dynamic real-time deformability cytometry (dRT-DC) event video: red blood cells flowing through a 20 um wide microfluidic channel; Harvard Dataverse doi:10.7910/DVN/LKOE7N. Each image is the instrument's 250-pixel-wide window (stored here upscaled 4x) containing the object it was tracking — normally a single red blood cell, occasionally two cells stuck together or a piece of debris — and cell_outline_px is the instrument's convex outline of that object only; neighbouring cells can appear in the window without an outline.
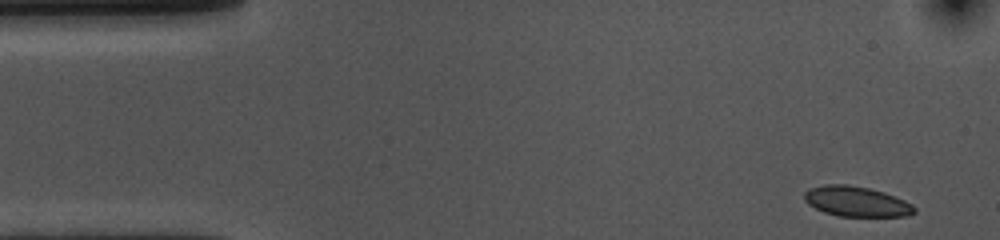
{"species": "common noctule bat (a hibernating species)", "species_latin": "Nyctalus noctula", "temperature_condition": "cold", "stored_images_in_passage": 52, "camera_frame_rate_fps": 3000, "um_per_image_px": 0.085, "animal": {"sex": "female", "body_mass_g": 10.0, "forearm_length_mm": 53.1}, "frame": {"image": 1, "passage_image": 1, "time_ms": 0.0, "image_size_px": [1000, 240], "cell_outline_px": [[916, 212], [908, 216], [840, 216], [824, 212], [808, 204], [804, 200], [804, 192], [808, 188], [824, 184], [848, 184], [868, 188], [884, 192], [904, 200], [912, 204], [916, 208]], "centroid_in_image_um": [72.78, 17.12], "position_along_channel_um": 12.2, "area_um2": 19.42}}
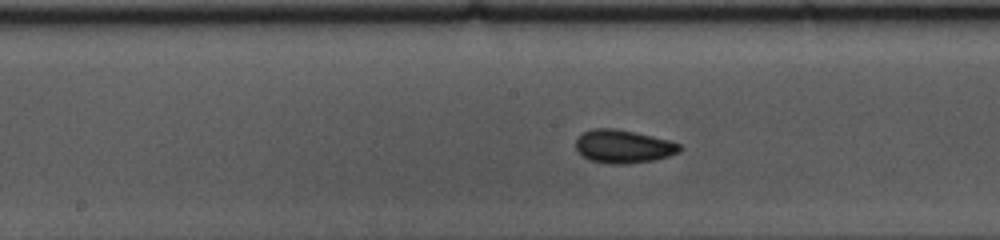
{"frame": {"image": 2, "passage_image": 24, "time_ms": 7.667, "image_size_px": [1000, 240], "cell_outline_px": [[680, 152], [668, 156], [652, 160], [624, 164], [608, 164], [592, 160], [584, 156], [576, 148], [576, 140], [584, 132], [592, 128], [616, 128], [636, 132], [672, 140], [680, 144]], "centroid_in_image_um": [53.01, 12.43], "position_along_channel_um": 195.2, "area_um2": 20.06}}
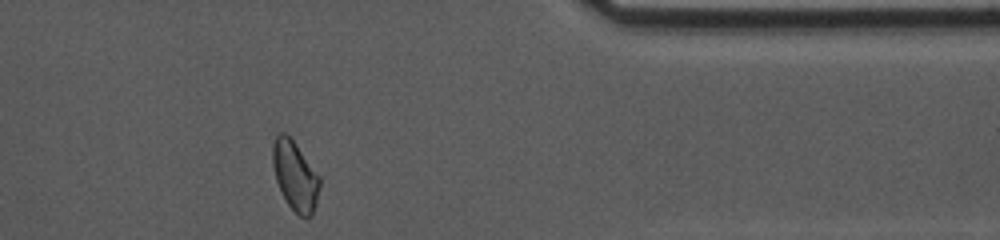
{"frame": {"image": 3, "passage_image": 42, "time_ms": 13.667, "image_size_px": [1000, 240], "cell_outline_px": [[320, 188], [316, 204], [312, 216], [300, 216], [288, 204], [280, 192], [276, 180], [272, 164], [272, 144], [276, 136], [280, 132], [284, 132], [296, 144], [320, 176]], "centroid_in_image_um": [25.08, 14.94], "position_along_channel_um": 386.3, "area_um2": 19.02}, "authors_computed_cell_mechanics": {"area_um2": 19.4208, "velocity_mm_per_s": 3.5808, "shape_relaxation_time_tau1_ms": 2.6244, "shape_relaxation_time_tau2_ms": 1.1063, "deformation_change_tau1": 0.071, "deformation_change_tau2": 0.0413}}